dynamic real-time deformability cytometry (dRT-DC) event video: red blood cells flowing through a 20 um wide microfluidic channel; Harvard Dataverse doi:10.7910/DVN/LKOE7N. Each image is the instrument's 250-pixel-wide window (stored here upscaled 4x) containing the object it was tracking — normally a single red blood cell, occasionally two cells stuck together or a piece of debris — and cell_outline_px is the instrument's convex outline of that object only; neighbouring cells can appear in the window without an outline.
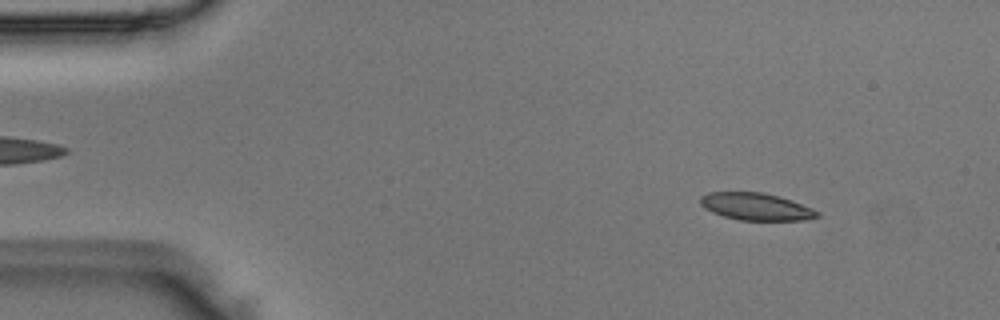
{"species": "Egyptian fruit bat (a non-hibernating species)", "species_latin": "Rousettus aegyptiacus", "temperature_condition": "room temperature", "stored_images_in_passage": 49, "camera_frame_rate_fps": 3000, "um_per_image_px": 0.085, "animal": {"sex": "male"}, "frame": {"image": 1, "passage_image": 5, "time_ms": 1.333, "image_size_px": [1000, 320], "cell_outline_px": [[820, 216], [804, 220], [740, 220], [724, 216], [712, 212], [704, 208], [700, 204], [700, 196], [708, 192], [764, 192], [780, 196], [792, 200], [812, 208], [820, 212]], "centroid_in_image_um": [64.27, 17.55], "position_along_channel_um": 20.7, "area_um2": 18.67}}
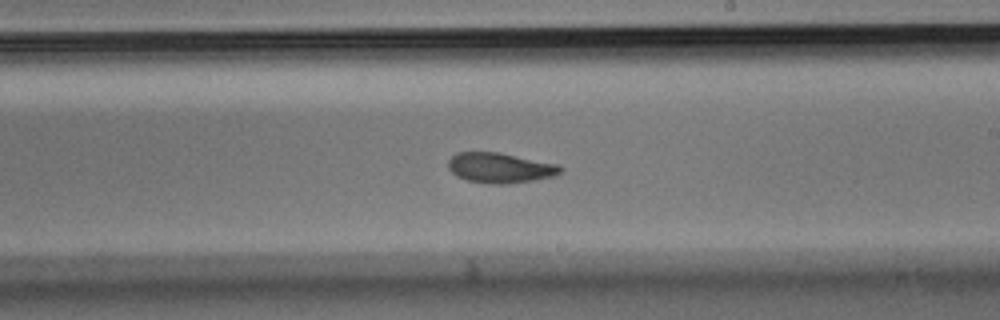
{"frame": {"image": 2, "passage_image": 28, "time_ms": 9.0, "image_size_px": [1000, 320], "cell_outline_px": [[564, 168], [560, 172], [552, 176], [532, 180], [508, 184], [492, 184], [468, 180], [456, 176], [448, 168], [448, 160], [456, 152], [500, 152], [560, 164]], "centroid_in_image_um": [42.51, 14.25], "position_along_channel_um": 246.5, "area_um2": 19.83}}
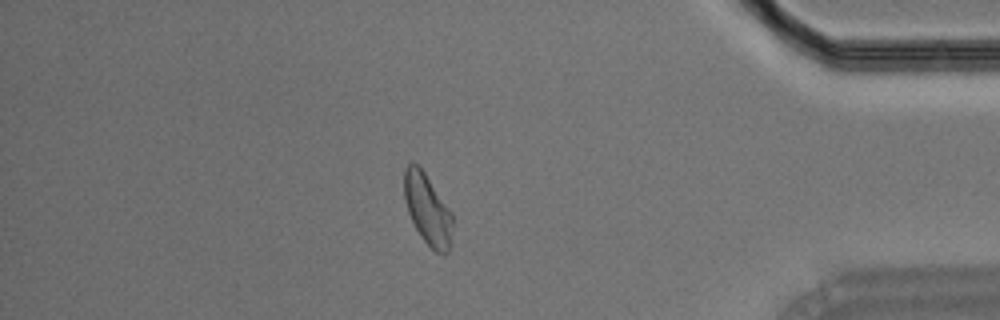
{"frame": {"image": 3, "passage_image": 42, "time_ms": 13.667, "image_size_px": [1000, 320], "cell_outline_px": [[452, 224], [448, 252], [444, 256], [436, 252], [420, 236], [408, 212], [404, 200], [404, 168], [412, 160], [424, 172], [452, 212]], "centroid_in_image_um": [36.32, 17.78], "position_along_channel_um": 398.9, "area_um2": 19.77}}